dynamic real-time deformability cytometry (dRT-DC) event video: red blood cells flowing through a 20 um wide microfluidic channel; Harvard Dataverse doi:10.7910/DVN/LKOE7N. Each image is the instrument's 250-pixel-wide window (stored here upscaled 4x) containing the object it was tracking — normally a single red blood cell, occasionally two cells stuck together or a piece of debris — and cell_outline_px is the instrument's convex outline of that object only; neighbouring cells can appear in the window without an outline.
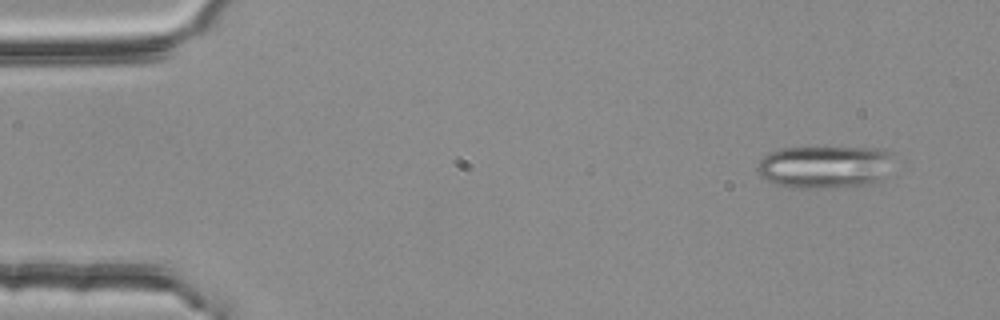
{"species": "common noctule bat (a hibernating species)", "species_latin": "Nyctalus noctula", "temperature_condition": "room temperature", "stored_images_in_passage": 3, "camera_frame_rate_fps": 3000, "um_per_image_px": 0.085, "animal": {"sex": "female", "body_mass_g": 25.1}, "frame": {"image": 1, "passage_image": 1, "time_ms": 0.0, "image_size_px": [1000, 320], "cell_outline_px": [[896, 152], [884, 176], [880, 180], [864, 184], [820, 188], [796, 188], [780, 184], [768, 180], [760, 176], [756, 172], [756, 164], [764, 156], [772, 152], [784, 148], [876, 148]], "centroid_in_image_um": [70.1, 14.16], "position_along_channel_um": 14.9, "area_um2": 33.52}}